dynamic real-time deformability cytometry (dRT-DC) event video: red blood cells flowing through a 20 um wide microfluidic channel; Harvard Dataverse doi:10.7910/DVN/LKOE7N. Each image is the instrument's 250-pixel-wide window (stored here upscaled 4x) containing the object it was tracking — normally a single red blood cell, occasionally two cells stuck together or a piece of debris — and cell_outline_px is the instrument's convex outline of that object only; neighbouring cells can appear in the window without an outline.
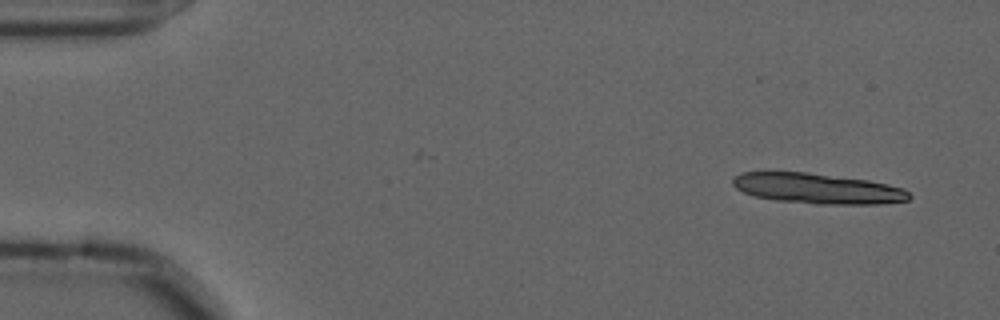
{"species": "common noctule bat (a hibernating species)", "species_latin": "Nyctalus noctula", "temperature_condition": "cold", "stored_images_in_passage": 12, "camera_frame_rate_fps": 3000, "um_per_image_px": 0.085, "animal": {"sex": "male", "forearm_length_mm": 52.5}, "frame": {"image": 1, "passage_image": 1, "time_ms": 0.0, "image_size_px": [1000, 320], "cell_outline_px": [[912, 196], [908, 200], [880, 204], [816, 204], [776, 200], [756, 196], [744, 192], [736, 188], [732, 184], [732, 180], [740, 172], [804, 172], [868, 180], [888, 184], [904, 188]], "centroid_in_image_um": [69.51, 16.03], "position_along_channel_um": 15.5, "area_um2": 31.1}}